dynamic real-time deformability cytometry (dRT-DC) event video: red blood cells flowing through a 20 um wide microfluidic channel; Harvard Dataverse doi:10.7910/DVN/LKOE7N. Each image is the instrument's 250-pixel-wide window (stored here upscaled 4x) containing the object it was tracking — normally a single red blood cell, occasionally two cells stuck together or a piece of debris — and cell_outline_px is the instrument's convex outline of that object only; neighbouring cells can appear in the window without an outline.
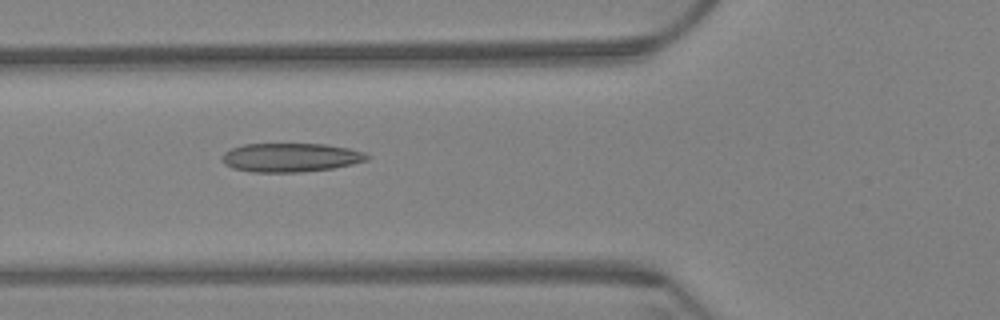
{"species": "Egyptian fruit bat (a non-hibernating species)", "species_latin": "Rousettus aegyptiacus", "temperature_condition": "warm", "stored_images_in_passage": 6, "camera_frame_rate_fps": 3000, "um_per_image_px": 0.085, "animal": {"sex": "female"}, "frame": {"image": 1, "passage_image": 4, "time_ms": 1.0, "image_size_px": [1000, 320], "cell_outline_px": [[372, 156], [368, 160], [352, 164], [332, 168], [300, 172], [252, 172], [232, 168], [224, 164], [220, 160], [220, 156], [224, 152], [232, 148], [244, 144], [324, 144], [348, 148], [364, 152]], "centroid_in_image_um": [24.68, 13.39], "position_along_channel_um": 101.1, "area_um2": 24.51}}
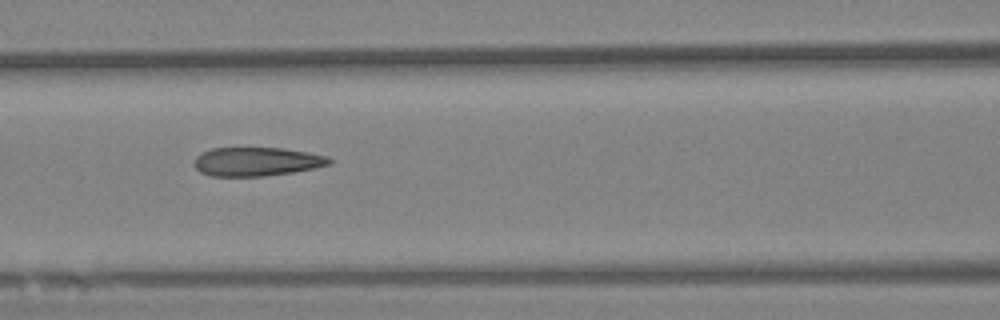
{"frame": {"image": 2, "passage_image": 5, "time_ms": 1.333, "image_size_px": [1000, 320], "cell_outline_px": [[332, 164], [316, 168], [292, 172], [264, 176], [212, 176], [200, 172], [192, 164], [196, 156], [200, 152], [212, 148], [284, 148], [308, 152], [328, 156], [332, 160]], "centroid_in_image_um": [21.82, 13.73], "position_along_channel_um": 144.8, "area_um2": 22.89}}
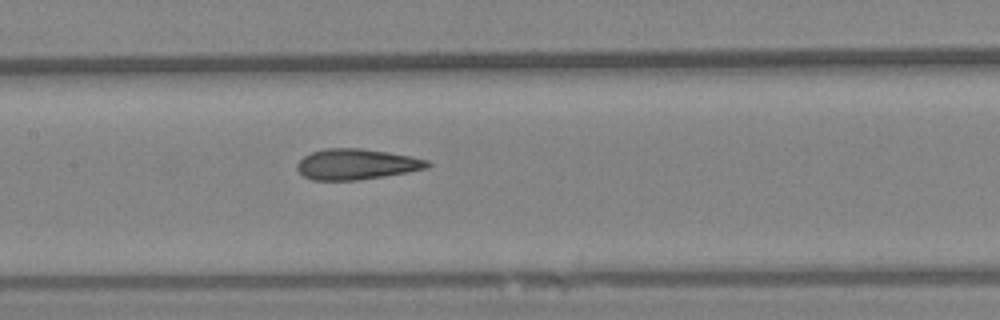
{"frame": {"image": 3, "passage_image": 6, "time_ms": 1.667, "image_size_px": [1000, 320], "cell_outline_px": [[432, 164], [428, 168], [408, 172], [384, 176], [356, 180], [312, 180], [304, 176], [296, 168], [296, 164], [304, 156], [312, 152], [324, 148], [360, 148], [388, 152], [412, 156], [428, 160]], "centroid_in_image_um": [30.31, 13.95], "position_along_channel_um": 177.1, "area_um2": 23.35}}